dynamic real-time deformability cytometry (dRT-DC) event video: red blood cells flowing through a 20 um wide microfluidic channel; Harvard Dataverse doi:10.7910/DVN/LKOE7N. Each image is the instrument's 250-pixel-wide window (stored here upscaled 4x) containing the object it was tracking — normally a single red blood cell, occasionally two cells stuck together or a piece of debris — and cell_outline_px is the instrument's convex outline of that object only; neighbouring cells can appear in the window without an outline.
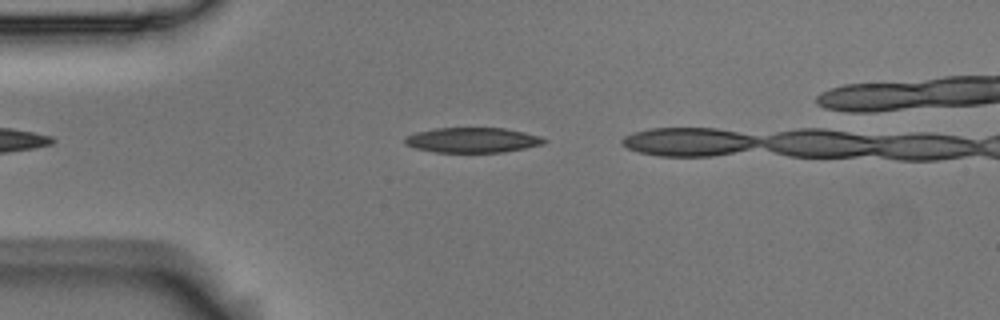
{"species": "Egyptian fruit bat (a non-hibernating species)", "species_latin": "Rousettus aegyptiacus", "temperature_condition": "room temperature", "stored_images_in_passage": 8, "camera_frame_rate_fps": 3000, "um_per_image_px": 0.085, "animal": {"sex": "male"}, "frame": {"image": 1, "passage_image": 5, "time_ms": 1.333, "image_size_px": [1000, 320], "cell_outline_px": [[548, 140], [544, 144], [504, 152], [432, 152], [416, 148], [404, 144], [404, 136], [416, 132], [436, 128], [504, 128], [524, 132], [540, 136]], "centroid_in_image_um": [40.14, 11.9], "position_along_channel_um": 44.9, "area_um2": 20.4}}